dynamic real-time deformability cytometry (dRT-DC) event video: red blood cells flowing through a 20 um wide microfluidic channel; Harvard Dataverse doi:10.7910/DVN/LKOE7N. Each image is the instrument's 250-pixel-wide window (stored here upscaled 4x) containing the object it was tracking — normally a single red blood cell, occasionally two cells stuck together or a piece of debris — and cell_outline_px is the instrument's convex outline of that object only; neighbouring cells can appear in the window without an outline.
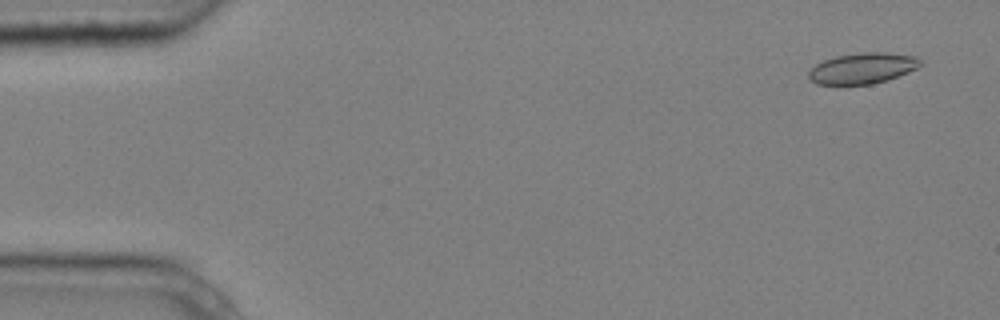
{"species": "common noctule bat (a hibernating species)", "species_latin": "Nyctalus noctula", "temperature_condition": "cold", "stored_images_in_passage": 4, "camera_frame_rate_fps": 3000, "um_per_image_px": 0.085, "animal": {"sex": "male", "body_mass_g": 20.4}, "frame": {"image": 1, "passage_image": 1, "time_ms": 0.0, "image_size_px": [1000, 320], "cell_outline_px": [[924, 64], [908, 72], [888, 80], [872, 84], [816, 84], [808, 76], [808, 72], [816, 64], [824, 60], [836, 56], [864, 52], [888, 52], [916, 56]], "centroid_in_image_um": [73.35, 5.79], "position_along_channel_um": 11.6, "area_um2": 20.06}}
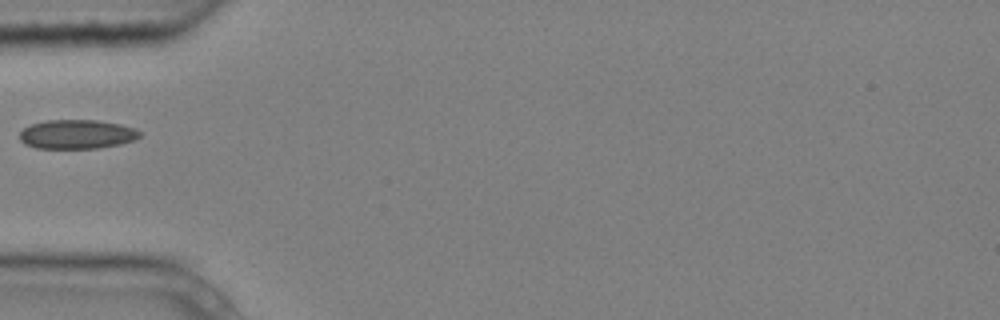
{"frame": {"image": 2, "passage_image": 4, "time_ms": 1.0, "image_size_px": [1000, 320], "cell_outline_px": [[140, 136], [136, 140], [120, 144], [96, 148], [36, 148], [24, 144], [20, 140], [20, 132], [24, 128], [32, 124], [48, 120], [96, 120], [120, 124], [136, 128], [140, 132]], "centroid_in_image_um": [6.55, 11.41], "position_along_channel_um": 78.4, "area_um2": 20.4}}